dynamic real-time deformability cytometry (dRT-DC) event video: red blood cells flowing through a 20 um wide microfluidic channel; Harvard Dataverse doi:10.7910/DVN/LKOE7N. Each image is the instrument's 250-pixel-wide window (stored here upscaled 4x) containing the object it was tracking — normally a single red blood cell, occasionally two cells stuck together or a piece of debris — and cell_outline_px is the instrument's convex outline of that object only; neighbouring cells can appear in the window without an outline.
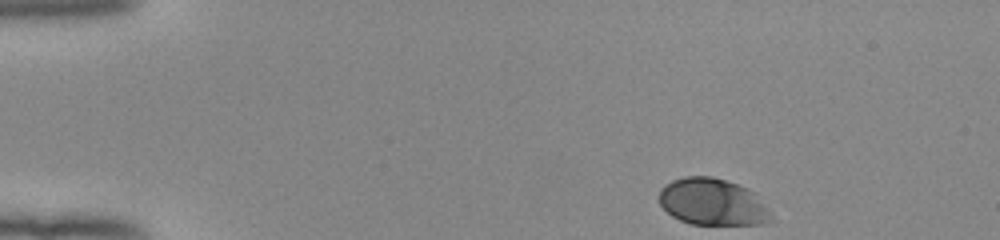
{"species": "human", "species_latin": "Homo sapiens", "temperature_condition": "room temperature", "stored_images_in_passage": 46, "camera_frame_rate_fps": 3000, "um_per_image_px": 0.085, "donor": {"sex": "female"}, "frame": {"image": 1, "passage_image": 1, "time_ms": 0.0, "image_size_px": [1000, 240], "cell_outline_px": [[772, 220], [764, 224], [692, 224], [680, 220], [672, 216], [660, 204], [660, 188], [664, 184], [672, 180], [684, 176], [712, 176], [748, 188], [756, 192], [768, 208]], "centroid_in_image_um": [60.58, 17.16], "position_along_channel_um": 24.4, "area_um2": 30.63}}
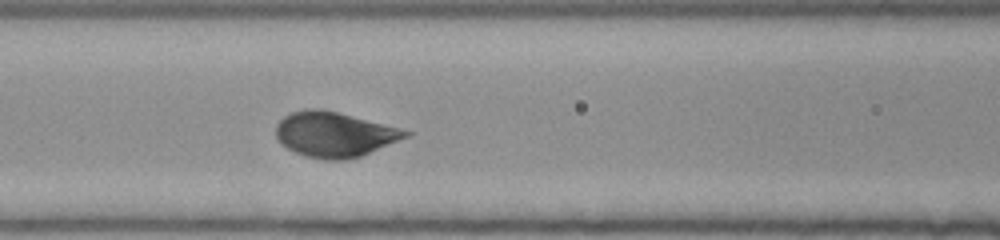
{"frame": {"image": 2, "passage_image": 17, "time_ms": 5.333, "image_size_px": [1000, 240], "cell_outline_px": [[412, 132], [408, 136], [360, 156], [344, 160], [324, 160], [304, 156], [280, 144], [276, 136], [276, 124], [284, 116], [292, 112], [308, 108], [320, 108], [400, 128]], "centroid_in_image_um": [28.37, 11.43], "position_along_channel_um": 138.2, "area_um2": 33.7}}
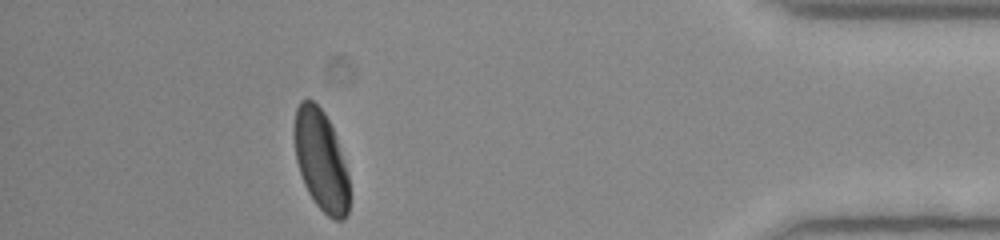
{"frame": {"image": 3, "passage_image": 41, "time_ms": 13.333, "image_size_px": [1000, 240], "cell_outline_px": [[348, 212], [344, 220], [336, 220], [328, 216], [316, 204], [308, 192], [304, 184], [296, 160], [292, 136], [292, 128], [296, 108], [300, 100], [312, 100], [324, 112], [336, 136], [348, 172]], "centroid_in_image_um": [27.24, 13.6], "position_along_channel_um": 408.0, "area_um2": 32.48}, "authors_computed_cell_mechanics": {"area_um2": 32.657, "velocity_mm_per_s": 3.9254, "shape_relaxation_time_tau1_ms": 1.6113, "shape_relaxation_time_tau2_ms": null, "deformation_change_tau1": 0.1173, "deformation_change_tau2": null}}